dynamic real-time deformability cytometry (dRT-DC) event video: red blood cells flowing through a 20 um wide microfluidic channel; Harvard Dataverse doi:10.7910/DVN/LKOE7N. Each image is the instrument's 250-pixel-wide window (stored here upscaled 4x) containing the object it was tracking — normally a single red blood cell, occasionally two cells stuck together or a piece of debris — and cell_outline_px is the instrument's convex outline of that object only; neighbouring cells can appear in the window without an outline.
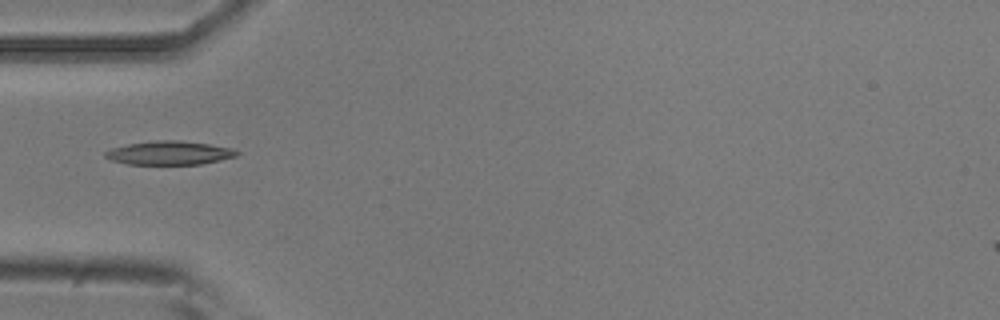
{"species": "common noctule bat (a hibernating species)", "species_latin": "Nyctalus noctula", "temperature_condition": "room temperature", "stored_images_in_passage": 4, "camera_frame_rate_fps": 3000, "um_per_image_px": 0.085, "animal": {"sex": "male", "body_mass_g": 20.5, "forearm_length_mm": 52.5}, "frame": {"image": 1, "passage_image": 4, "time_ms": 1.0, "image_size_px": [1000, 320], "cell_outline_px": [[240, 152], [236, 156], [220, 160], [200, 164], [128, 164], [112, 160], [104, 156], [104, 152], [112, 148], [128, 144], [156, 140], [180, 140], [208, 144], [232, 148]], "centroid_in_image_um": [14.4, 12.99], "position_along_channel_um": 70.6, "area_um2": 18.03}}